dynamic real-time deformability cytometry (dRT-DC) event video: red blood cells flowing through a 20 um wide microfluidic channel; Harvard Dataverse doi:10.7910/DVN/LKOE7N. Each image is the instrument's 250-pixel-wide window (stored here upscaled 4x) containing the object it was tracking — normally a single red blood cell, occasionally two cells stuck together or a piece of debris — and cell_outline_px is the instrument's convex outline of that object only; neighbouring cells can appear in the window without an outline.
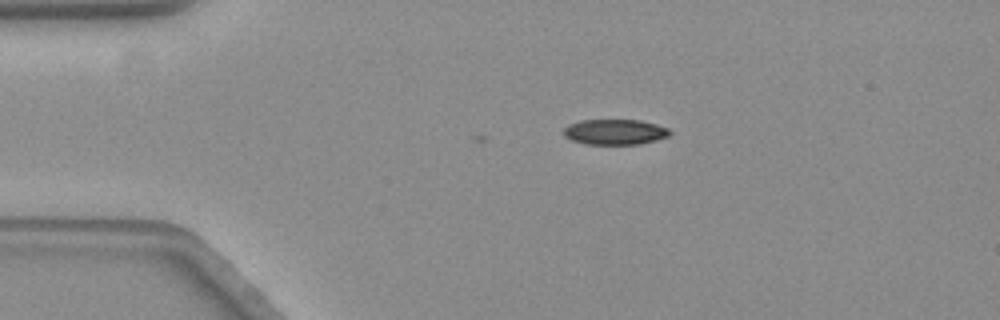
{"species": "common noctule bat (a hibernating species)", "species_latin": "Nyctalus noctula", "temperature_condition": "warm", "stored_images_in_passage": 3, "camera_frame_rate_fps": 3000, "um_per_image_px": 0.085, "animal": {"sex": "female", "body_mass_g": 19.3, "forearm_length_mm": 54.1}, "frame": {"image": 1, "passage_image": 3, "time_ms": 0.667, "image_size_px": [1000, 320], "cell_outline_px": [[672, 132], [668, 136], [656, 140], [640, 144], [584, 144], [572, 140], [564, 136], [564, 128], [572, 124], [584, 120], [636, 120], [656, 124], [668, 128]], "centroid_in_image_um": [52.29, 11.22], "position_along_channel_um": 32.7, "area_um2": 15.55}}